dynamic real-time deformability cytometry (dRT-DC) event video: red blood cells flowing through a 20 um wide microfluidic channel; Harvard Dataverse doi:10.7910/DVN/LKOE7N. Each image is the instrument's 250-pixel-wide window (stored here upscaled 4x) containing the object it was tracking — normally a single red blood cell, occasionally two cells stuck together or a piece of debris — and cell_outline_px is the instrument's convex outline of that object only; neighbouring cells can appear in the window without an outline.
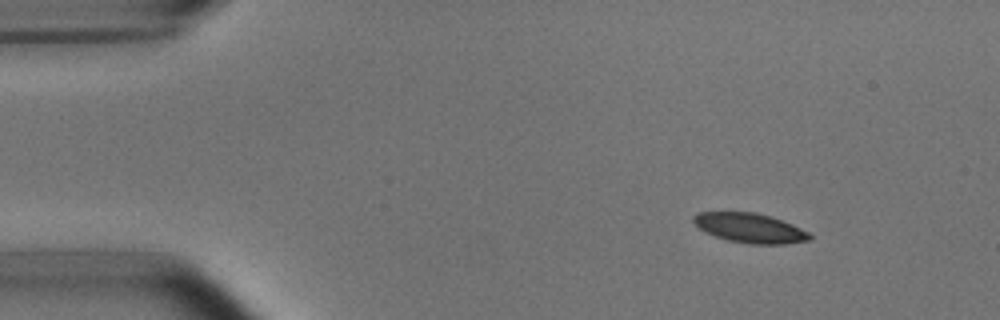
{"species": "common noctule bat (a hibernating species)", "species_latin": "Nyctalus noctula", "temperature_condition": "room temperature", "stored_images_in_passage": 37, "camera_frame_rate_fps": 3000, "um_per_image_px": 0.085, "animal": {"sex": "male", "body_mass_g": 15.6}, "frame": {"image": 1, "passage_image": 1, "time_ms": 0.0, "image_size_px": [1000, 320], "cell_outline_px": [[812, 240], [784, 244], [752, 244], [728, 240], [716, 236], [700, 228], [692, 220], [692, 216], [700, 212], [756, 212], [792, 224], [808, 232], [812, 236]], "centroid_in_image_um": [63.77, 19.38], "position_along_channel_um": 21.2, "area_um2": 19.77}}
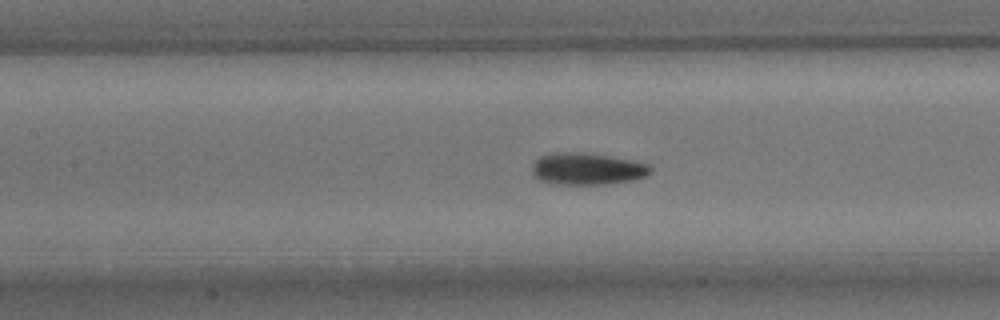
{"frame": {"image": 2, "passage_image": 18, "time_ms": 5.667, "image_size_px": [1000, 320], "cell_outline_px": [[652, 172], [648, 176], [632, 180], [604, 184], [548, 184], [540, 180], [532, 172], [532, 164], [540, 156], [556, 152], [572, 152], [608, 156], [648, 164], [652, 168]], "centroid_in_image_um": [49.89, 14.37], "position_along_channel_um": 157.5, "area_um2": 21.85}}
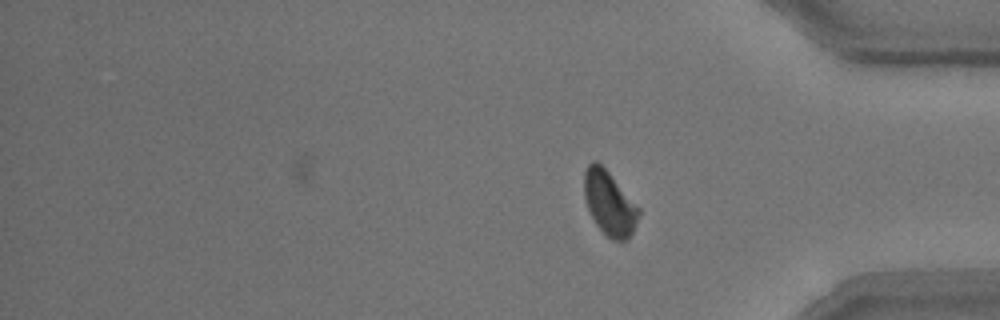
{"frame": {"image": 3, "passage_image": 37, "time_ms": 12.0, "image_size_px": [1000, 320], "cell_outline_px": [[640, 212], [636, 224], [628, 240], [612, 240], [596, 224], [588, 208], [584, 196], [584, 172], [588, 164], [592, 160], [596, 160], [608, 172], [640, 208]], "centroid_in_image_um": [51.79, 17.26], "position_along_channel_um": 383.4, "area_um2": 20.11}, "authors_computed_cell_mechanics": {"area_um2": 21.2704, "velocity_mm_per_s": 3.7661, "shape_relaxation_time_tau1_ms": 2.6193, "shape_relaxation_time_tau2_ms": 2.6359, "deformation_change_tau1": 0.1067, "deformation_change_tau2": 0.0635}}